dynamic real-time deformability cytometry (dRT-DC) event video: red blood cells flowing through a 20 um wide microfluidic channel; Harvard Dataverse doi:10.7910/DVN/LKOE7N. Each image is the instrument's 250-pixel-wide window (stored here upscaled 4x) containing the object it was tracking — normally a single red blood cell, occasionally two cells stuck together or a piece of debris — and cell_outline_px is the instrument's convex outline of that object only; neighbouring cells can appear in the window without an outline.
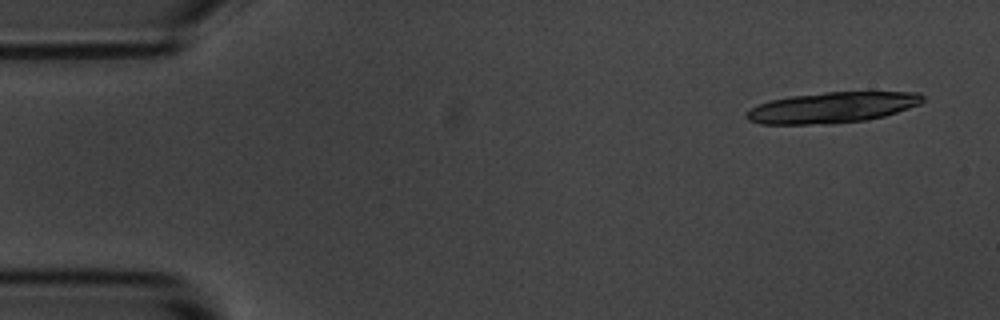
{"species": "common noctule bat (a hibernating species)", "species_latin": "Nyctalus noctula", "temperature_condition": "room temperature", "stored_images_in_passage": 25, "camera_frame_rate_fps": 3000, "um_per_image_px": 0.085, "animal": {"sex": "male", "body_mass_g": 20.1, "forearm_length_mm": 53.5}, "frame": {"image": 1, "passage_image": 3, "time_ms": 0.667, "image_size_px": [1000, 320], "cell_outline_px": [[924, 100], [920, 104], [884, 116], [864, 120], [832, 124], [760, 124], [748, 120], [744, 116], [752, 108], [760, 104], [772, 100], [792, 96], [824, 92], [920, 92], [924, 96]], "centroid_in_image_um": [70.75, 9.14], "position_along_channel_um": 14.2, "area_um2": 31.44}}